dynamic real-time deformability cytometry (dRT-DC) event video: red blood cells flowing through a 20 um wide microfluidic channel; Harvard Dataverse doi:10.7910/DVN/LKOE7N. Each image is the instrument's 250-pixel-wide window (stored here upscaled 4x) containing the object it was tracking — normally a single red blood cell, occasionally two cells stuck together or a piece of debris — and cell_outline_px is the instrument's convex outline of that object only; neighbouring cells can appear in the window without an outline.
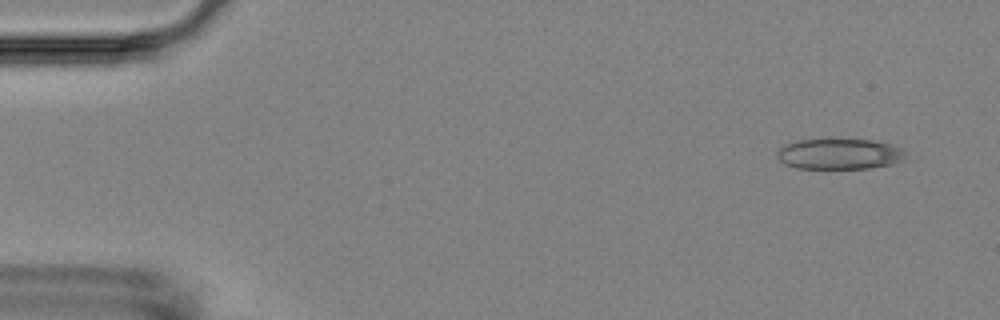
{"species": "Egyptian fruit bat (a non-hibernating species)", "species_latin": "Rousettus aegyptiacus", "temperature_condition": "room temperature", "stored_images_in_passage": 4, "camera_frame_rate_fps": 3000, "um_per_image_px": 0.085, "animal": {"sex": "female"}, "frame": {"image": 1, "passage_image": 2, "time_ms": 1.0, "image_size_px": [1000, 320], "cell_outline_px": [[904, 160], [892, 164], [868, 168], [796, 168], [784, 164], [776, 156], [776, 152], [784, 144], [800, 140], [832, 136], [840, 136], [872, 140], [888, 144], [900, 148], [904, 152]], "centroid_in_image_um": [71.29, 13.03], "position_along_channel_um": 13.7, "area_um2": 23.81}}